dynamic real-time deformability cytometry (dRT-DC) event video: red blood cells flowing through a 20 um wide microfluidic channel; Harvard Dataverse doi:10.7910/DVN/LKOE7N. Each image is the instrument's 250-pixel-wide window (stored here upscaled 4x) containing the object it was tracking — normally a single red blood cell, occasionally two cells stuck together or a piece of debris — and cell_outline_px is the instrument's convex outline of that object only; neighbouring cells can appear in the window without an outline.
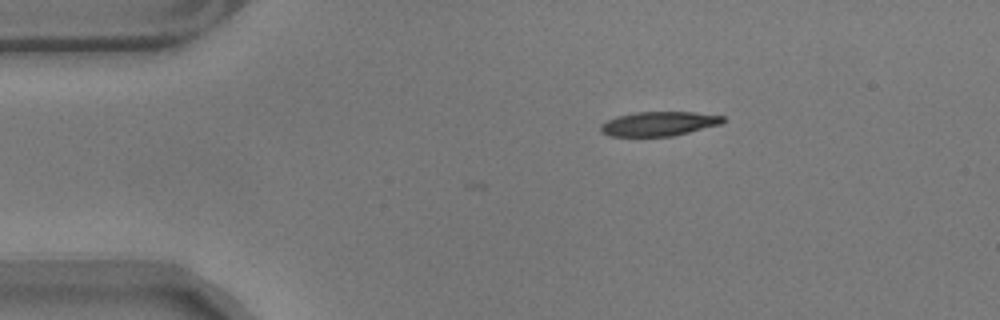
{"species": "common noctule bat (a hibernating species)", "species_latin": "Nyctalus noctula", "temperature_condition": "warm", "stored_images_in_passage": 45, "camera_frame_rate_fps": 3000, "um_per_image_px": 0.085, "animal": {"sex": "male", "body_mass_g": 17.9}, "frame": {"image": 1, "passage_image": 1, "time_ms": 0.0, "image_size_px": [1000, 320], "cell_outline_px": [[724, 120], [720, 124], [672, 136], [608, 136], [600, 132], [600, 124], [616, 116], [636, 112], [692, 112], [724, 116]], "centroid_in_image_um": [55.94, 10.52], "position_along_channel_um": 29.1, "area_um2": 17.22}}
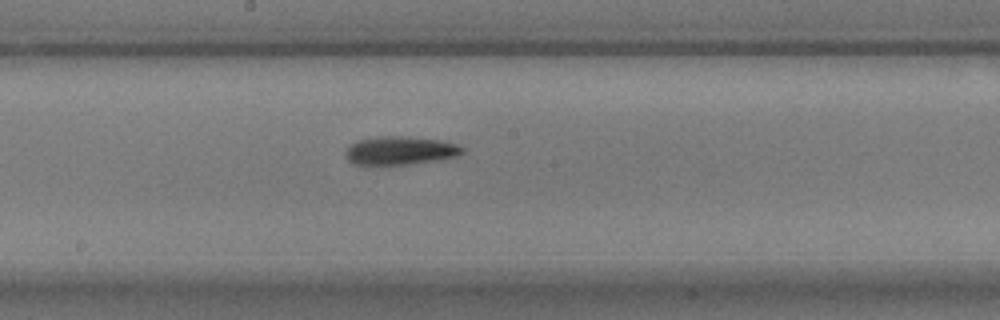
{"frame": {"image": 2, "passage_image": 21, "time_ms": 6.667, "image_size_px": [1000, 320], "cell_outline_px": [[464, 152], [460, 156], [436, 160], [408, 164], [352, 164], [344, 156], [344, 152], [356, 140], [376, 136], [408, 136], [444, 140], [460, 144], [464, 148]], "centroid_in_image_um": [34.06, 12.78], "position_along_channel_um": 214.1, "area_um2": 19.65}}
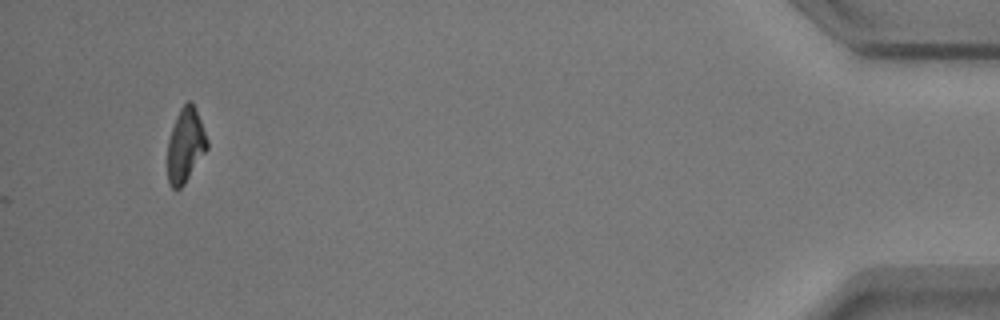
{"frame": {"image": 3, "passage_image": 45, "time_ms": 14.667, "image_size_px": [1000, 320], "cell_outline_px": [[208, 148], [184, 184], [176, 192], [168, 184], [168, 140], [176, 116], [180, 108], [188, 100], [192, 100], [208, 140]], "centroid_in_image_um": [15.75, 12.36], "position_along_channel_um": 419.4, "area_um2": 17.11}, "authors_computed_cell_mechanics": {"area_um2": 18.3226, "velocity_mm_per_s": 3.5317, "shape_relaxation_time_tau1_ms": 4.6201, "shape_relaxation_time_tau2_ms": 10.9919, "deformation_change_tau1": 0.1493, "deformation_change_tau2": 0.2145}}